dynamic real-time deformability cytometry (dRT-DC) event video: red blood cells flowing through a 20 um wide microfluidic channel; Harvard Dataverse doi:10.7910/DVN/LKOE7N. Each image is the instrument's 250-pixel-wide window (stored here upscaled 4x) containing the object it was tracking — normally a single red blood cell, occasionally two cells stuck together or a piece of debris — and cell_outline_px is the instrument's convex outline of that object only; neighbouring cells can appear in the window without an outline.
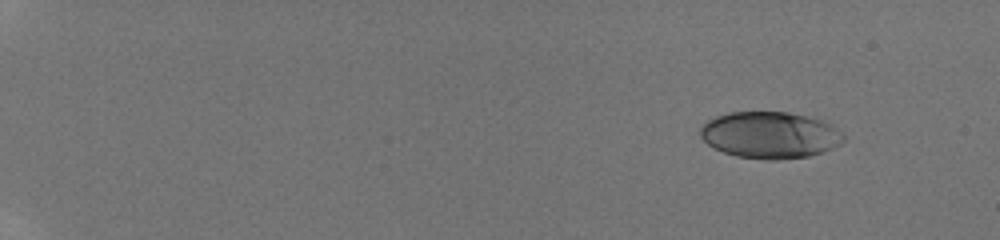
{"species": "human", "species_latin": "Homo sapiens", "temperature_condition": "room temperature", "stored_images_in_passage": 18, "camera_frame_rate_fps": 3000, "um_per_image_px": 0.085, "donor": {"sex": "male"}, "frame": {"image": 1, "passage_image": 1, "time_ms": 0.0, "image_size_px": [1000, 240], "cell_outline_px": [[844, 140], [840, 144], [832, 148], [808, 156], [776, 160], [768, 160], [736, 156], [724, 152], [708, 144], [700, 136], [700, 124], [716, 116], [728, 112], [788, 112], [820, 120], [832, 124], [844, 136]], "centroid_in_image_um": [65.41, 11.47], "position_along_channel_um": 19.6, "area_um2": 38.78}}
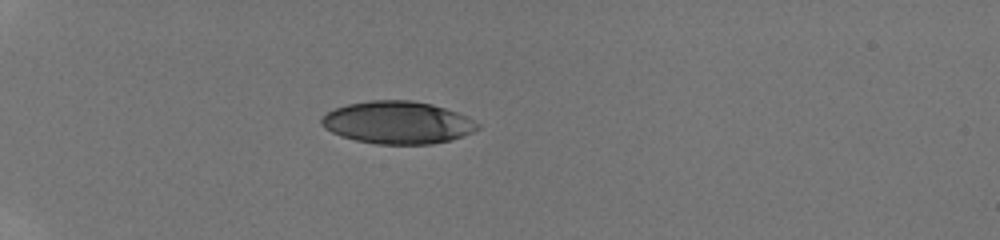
{"frame": {"image": 2, "passage_image": 15, "time_ms": 4.0, "image_size_px": [1000, 240], "cell_outline_px": [[480, 128], [472, 132], [452, 140], [432, 144], [376, 144], [356, 140], [340, 136], [324, 128], [320, 124], [320, 116], [336, 108], [348, 104], [372, 100], [412, 100], [432, 104], [456, 112], [480, 124]], "centroid_in_image_um": [33.77, 10.42], "position_along_channel_um": 51.2, "area_um2": 38.67}}